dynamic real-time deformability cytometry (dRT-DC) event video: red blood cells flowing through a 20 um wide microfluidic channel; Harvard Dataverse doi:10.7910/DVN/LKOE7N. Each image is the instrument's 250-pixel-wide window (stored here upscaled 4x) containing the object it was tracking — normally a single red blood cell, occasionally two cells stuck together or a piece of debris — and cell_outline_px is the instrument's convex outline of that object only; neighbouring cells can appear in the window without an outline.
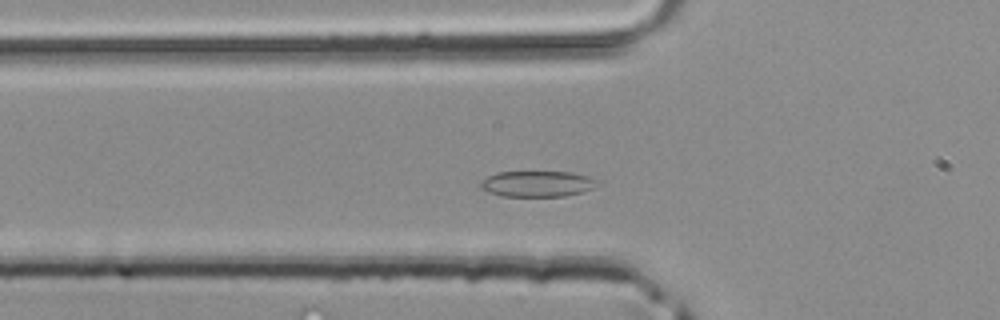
{"species": "common noctule bat (a hibernating species)", "species_latin": "Nyctalus noctula", "temperature_condition": "room temperature", "stored_images_in_passage": 40, "camera_frame_rate_fps": 3000, "um_per_image_px": 0.085, "animal": {"sex": "male", "body_mass_g": 20.4}, "frame": {"image": 1, "passage_image": 10, "time_ms": 3.0, "image_size_px": [1000, 320], "cell_outline_px": [[600, 180], [592, 188], [580, 192], [564, 196], [504, 196], [488, 192], [480, 188], [480, 180], [496, 172], [572, 172], [588, 176]], "centroid_in_image_um": [45.64, 15.61], "position_along_channel_um": 80.2, "area_um2": 17.57}}
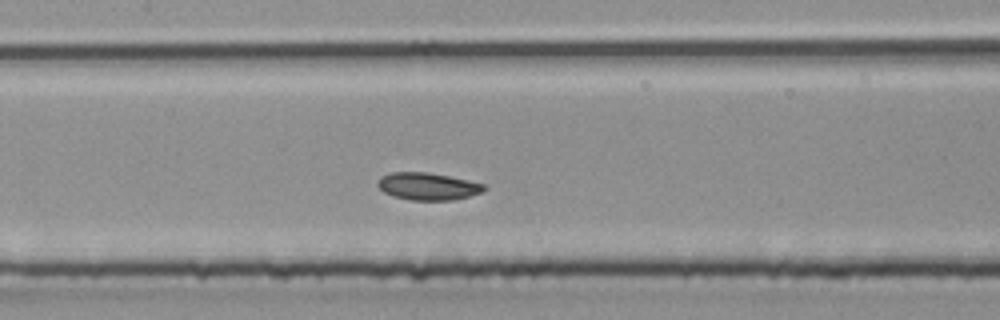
{"frame": {"image": 2, "passage_image": 16, "time_ms": 5.0, "image_size_px": [1000, 320], "cell_outline_px": [[488, 188], [480, 192], [468, 196], [452, 200], [412, 200], [392, 196], [384, 192], [376, 184], [380, 176], [388, 172], [428, 172], [468, 180], [484, 184]], "centroid_in_image_um": [36.32, 15.83], "position_along_channel_um": 171.1, "area_um2": 16.94}}
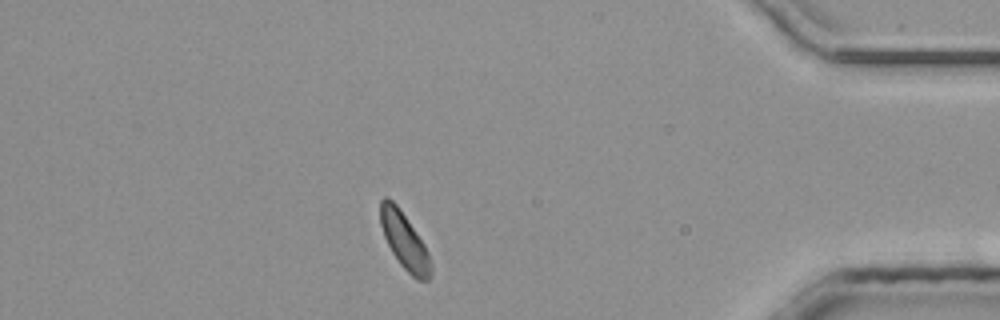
{"frame": {"image": 3, "passage_image": 34, "time_ms": 11.0, "image_size_px": [1000, 320], "cell_outline_px": [[432, 276], [428, 280], [416, 280], [400, 264], [392, 252], [384, 236], [380, 224], [380, 200], [384, 196], [388, 196], [396, 204], [424, 244], [428, 252], [432, 264]], "centroid_in_image_um": [34.38, 20.49], "position_along_channel_um": 400.8, "area_um2": 16.53}}